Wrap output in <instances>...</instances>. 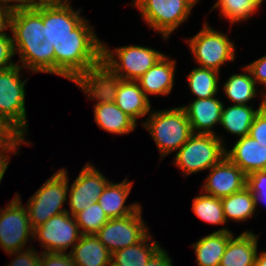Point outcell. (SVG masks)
<instances>
[{"label":"cell","mask_w":266,"mask_h":266,"mask_svg":"<svg viewBox=\"0 0 266 266\" xmlns=\"http://www.w3.org/2000/svg\"><path fill=\"white\" fill-rule=\"evenodd\" d=\"M14 55L12 36H8L4 31L0 32V71L17 65L12 61Z\"/></svg>","instance_id":"cell-34"},{"label":"cell","mask_w":266,"mask_h":266,"mask_svg":"<svg viewBox=\"0 0 266 266\" xmlns=\"http://www.w3.org/2000/svg\"><path fill=\"white\" fill-rule=\"evenodd\" d=\"M192 210L201 220L214 224H225L223 205L220 198L204 194L193 199Z\"/></svg>","instance_id":"cell-29"},{"label":"cell","mask_w":266,"mask_h":266,"mask_svg":"<svg viewBox=\"0 0 266 266\" xmlns=\"http://www.w3.org/2000/svg\"><path fill=\"white\" fill-rule=\"evenodd\" d=\"M258 237L245 231L229 239L219 266H254L257 254Z\"/></svg>","instance_id":"cell-21"},{"label":"cell","mask_w":266,"mask_h":266,"mask_svg":"<svg viewBox=\"0 0 266 266\" xmlns=\"http://www.w3.org/2000/svg\"><path fill=\"white\" fill-rule=\"evenodd\" d=\"M163 56L155 49L139 45L118 47L111 51L102 44V69L110 77L137 81Z\"/></svg>","instance_id":"cell-3"},{"label":"cell","mask_w":266,"mask_h":266,"mask_svg":"<svg viewBox=\"0 0 266 266\" xmlns=\"http://www.w3.org/2000/svg\"><path fill=\"white\" fill-rule=\"evenodd\" d=\"M175 65V61L169 60V58L164 55L137 80L147 98L149 94H170L174 84Z\"/></svg>","instance_id":"cell-19"},{"label":"cell","mask_w":266,"mask_h":266,"mask_svg":"<svg viewBox=\"0 0 266 266\" xmlns=\"http://www.w3.org/2000/svg\"><path fill=\"white\" fill-rule=\"evenodd\" d=\"M11 10L0 4V32L8 30L10 25Z\"/></svg>","instance_id":"cell-41"},{"label":"cell","mask_w":266,"mask_h":266,"mask_svg":"<svg viewBox=\"0 0 266 266\" xmlns=\"http://www.w3.org/2000/svg\"><path fill=\"white\" fill-rule=\"evenodd\" d=\"M257 8H259L262 5V2L264 0H250Z\"/></svg>","instance_id":"cell-45"},{"label":"cell","mask_w":266,"mask_h":266,"mask_svg":"<svg viewBox=\"0 0 266 266\" xmlns=\"http://www.w3.org/2000/svg\"><path fill=\"white\" fill-rule=\"evenodd\" d=\"M12 126L0 117V156L8 155V152L18 154L16 148L23 143H28ZM7 153V154H6Z\"/></svg>","instance_id":"cell-32"},{"label":"cell","mask_w":266,"mask_h":266,"mask_svg":"<svg viewBox=\"0 0 266 266\" xmlns=\"http://www.w3.org/2000/svg\"><path fill=\"white\" fill-rule=\"evenodd\" d=\"M132 184L133 182H128L125 178L123 182L117 184L109 182L104 188L98 203L109 219L131 215L141 207L137 203H132L129 206L124 205Z\"/></svg>","instance_id":"cell-20"},{"label":"cell","mask_w":266,"mask_h":266,"mask_svg":"<svg viewBox=\"0 0 266 266\" xmlns=\"http://www.w3.org/2000/svg\"><path fill=\"white\" fill-rule=\"evenodd\" d=\"M56 3H69L68 0H34V6L38 4H56Z\"/></svg>","instance_id":"cell-44"},{"label":"cell","mask_w":266,"mask_h":266,"mask_svg":"<svg viewBox=\"0 0 266 266\" xmlns=\"http://www.w3.org/2000/svg\"><path fill=\"white\" fill-rule=\"evenodd\" d=\"M108 183L109 181L100 171L90 163L86 164L68 192L71 215L74 217L90 207L93 202H97Z\"/></svg>","instance_id":"cell-15"},{"label":"cell","mask_w":266,"mask_h":266,"mask_svg":"<svg viewBox=\"0 0 266 266\" xmlns=\"http://www.w3.org/2000/svg\"><path fill=\"white\" fill-rule=\"evenodd\" d=\"M9 28L14 52L19 53L22 68L34 73L55 74L54 46L49 36V4L11 11Z\"/></svg>","instance_id":"cell-2"},{"label":"cell","mask_w":266,"mask_h":266,"mask_svg":"<svg viewBox=\"0 0 266 266\" xmlns=\"http://www.w3.org/2000/svg\"><path fill=\"white\" fill-rule=\"evenodd\" d=\"M141 213L140 207L131 215L109 219L94 235L111 254L136 244L148 233Z\"/></svg>","instance_id":"cell-13"},{"label":"cell","mask_w":266,"mask_h":266,"mask_svg":"<svg viewBox=\"0 0 266 266\" xmlns=\"http://www.w3.org/2000/svg\"><path fill=\"white\" fill-rule=\"evenodd\" d=\"M218 7L221 18H227L232 24L246 21L258 9L250 0H218L212 10Z\"/></svg>","instance_id":"cell-30"},{"label":"cell","mask_w":266,"mask_h":266,"mask_svg":"<svg viewBox=\"0 0 266 266\" xmlns=\"http://www.w3.org/2000/svg\"><path fill=\"white\" fill-rule=\"evenodd\" d=\"M246 186L254 195L256 209L259 200L266 201V170L254 171L248 174Z\"/></svg>","instance_id":"cell-33"},{"label":"cell","mask_w":266,"mask_h":266,"mask_svg":"<svg viewBox=\"0 0 266 266\" xmlns=\"http://www.w3.org/2000/svg\"><path fill=\"white\" fill-rule=\"evenodd\" d=\"M225 156L246 175L266 170V146L249 135L238 138L232 149L225 151Z\"/></svg>","instance_id":"cell-18"},{"label":"cell","mask_w":266,"mask_h":266,"mask_svg":"<svg viewBox=\"0 0 266 266\" xmlns=\"http://www.w3.org/2000/svg\"><path fill=\"white\" fill-rule=\"evenodd\" d=\"M40 266H76L69 253H50L42 250Z\"/></svg>","instance_id":"cell-36"},{"label":"cell","mask_w":266,"mask_h":266,"mask_svg":"<svg viewBox=\"0 0 266 266\" xmlns=\"http://www.w3.org/2000/svg\"><path fill=\"white\" fill-rule=\"evenodd\" d=\"M200 0H134L135 7L152 29L165 39L190 15L194 5Z\"/></svg>","instance_id":"cell-8"},{"label":"cell","mask_w":266,"mask_h":266,"mask_svg":"<svg viewBox=\"0 0 266 266\" xmlns=\"http://www.w3.org/2000/svg\"><path fill=\"white\" fill-rule=\"evenodd\" d=\"M244 69V74H232L224 83L225 94L235 104L247 105L257 92L250 70L246 66Z\"/></svg>","instance_id":"cell-27"},{"label":"cell","mask_w":266,"mask_h":266,"mask_svg":"<svg viewBox=\"0 0 266 266\" xmlns=\"http://www.w3.org/2000/svg\"><path fill=\"white\" fill-rule=\"evenodd\" d=\"M69 254L76 266H107L112 254L94 234L81 235Z\"/></svg>","instance_id":"cell-22"},{"label":"cell","mask_w":266,"mask_h":266,"mask_svg":"<svg viewBox=\"0 0 266 266\" xmlns=\"http://www.w3.org/2000/svg\"><path fill=\"white\" fill-rule=\"evenodd\" d=\"M218 78V71L196 67L188 74L189 88L197 99L213 97L219 91Z\"/></svg>","instance_id":"cell-28"},{"label":"cell","mask_w":266,"mask_h":266,"mask_svg":"<svg viewBox=\"0 0 266 266\" xmlns=\"http://www.w3.org/2000/svg\"><path fill=\"white\" fill-rule=\"evenodd\" d=\"M21 69L17 63L0 71V117L24 138L28 132L24 89L27 80H21Z\"/></svg>","instance_id":"cell-7"},{"label":"cell","mask_w":266,"mask_h":266,"mask_svg":"<svg viewBox=\"0 0 266 266\" xmlns=\"http://www.w3.org/2000/svg\"><path fill=\"white\" fill-rule=\"evenodd\" d=\"M150 113L142 125L153 137L161 158L179 150L193 135L191 124L182 107Z\"/></svg>","instance_id":"cell-4"},{"label":"cell","mask_w":266,"mask_h":266,"mask_svg":"<svg viewBox=\"0 0 266 266\" xmlns=\"http://www.w3.org/2000/svg\"><path fill=\"white\" fill-rule=\"evenodd\" d=\"M255 80L256 83H260L266 87V55L259 58L246 66ZM266 89V88H265ZM263 99L266 101V93L264 91Z\"/></svg>","instance_id":"cell-38"},{"label":"cell","mask_w":266,"mask_h":266,"mask_svg":"<svg viewBox=\"0 0 266 266\" xmlns=\"http://www.w3.org/2000/svg\"><path fill=\"white\" fill-rule=\"evenodd\" d=\"M195 99L188 106H183L191 124L193 134H215L212 127L221 122L223 102L218 98Z\"/></svg>","instance_id":"cell-17"},{"label":"cell","mask_w":266,"mask_h":266,"mask_svg":"<svg viewBox=\"0 0 266 266\" xmlns=\"http://www.w3.org/2000/svg\"><path fill=\"white\" fill-rule=\"evenodd\" d=\"M249 136L266 146V106L255 116Z\"/></svg>","instance_id":"cell-35"},{"label":"cell","mask_w":266,"mask_h":266,"mask_svg":"<svg viewBox=\"0 0 266 266\" xmlns=\"http://www.w3.org/2000/svg\"><path fill=\"white\" fill-rule=\"evenodd\" d=\"M9 157L7 155L0 156V182L9 165Z\"/></svg>","instance_id":"cell-42"},{"label":"cell","mask_w":266,"mask_h":266,"mask_svg":"<svg viewBox=\"0 0 266 266\" xmlns=\"http://www.w3.org/2000/svg\"><path fill=\"white\" fill-rule=\"evenodd\" d=\"M232 236L227 228L219 229L193 244L198 266H219Z\"/></svg>","instance_id":"cell-23"},{"label":"cell","mask_w":266,"mask_h":266,"mask_svg":"<svg viewBox=\"0 0 266 266\" xmlns=\"http://www.w3.org/2000/svg\"><path fill=\"white\" fill-rule=\"evenodd\" d=\"M266 106V101L262 99L258 109H253L251 105L233 104L222 109L221 126L225 131L236 134L239 138L249 135L250 127L259 111Z\"/></svg>","instance_id":"cell-24"},{"label":"cell","mask_w":266,"mask_h":266,"mask_svg":"<svg viewBox=\"0 0 266 266\" xmlns=\"http://www.w3.org/2000/svg\"><path fill=\"white\" fill-rule=\"evenodd\" d=\"M151 237L148 232L138 243L113 253L112 259L121 266H145L161 247L156 241L150 243Z\"/></svg>","instance_id":"cell-25"},{"label":"cell","mask_w":266,"mask_h":266,"mask_svg":"<svg viewBox=\"0 0 266 266\" xmlns=\"http://www.w3.org/2000/svg\"><path fill=\"white\" fill-rule=\"evenodd\" d=\"M49 36L55 74L74 83L94 81L102 69V44L93 27L69 3L49 4Z\"/></svg>","instance_id":"cell-1"},{"label":"cell","mask_w":266,"mask_h":266,"mask_svg":"<svg viewBox=\"0 0 266 266\" xmlns=\"http://www.w3.org/2000/svg\"><path fill=\"white\" fill-rule=\"evenodd\" d=\"M80 230L75 217L67 211L36 227L33 236H36L42 248L46 249L44 252L66 253L69 246L73 248L79 241L82 235Z\"/></svg>","instance_id":"cell-14"},{"label":"cell","mask_w":266,"mask_h":266,"mask_svg":"<svg viewBox=\"0 0 266 266\" xmlns=\"http://www.w3.org/2000/svg\"><path fill=\"white\" fill-rule=\"evenodd\" d=\"M145 266H173L172 259L169 258L168 253H166L163 248H159L149 259Z\"/></svg>","instance_id":"cell-39"},{"label":"cell","mask_w":266,"mask_h":266,"mask_svg":"<svg viewBox=\"0 0 266 266\" xmlns=\"http://www.w3.org/2000/svg\"><path fill=\"white\" fill-rule=\"evenodd\" d=\"M10 255L17 254L8 266H40V255L35 252L34 248L9 253ZM19 254V255H18Z\"/></svg>","instance_id":"cell-37"},{"label":"cell","mask_w":266,"mask_h":266,"mask_svg":"<svg viewBox=\"0 0 266 266\" xmlns=\"http://www.w3.org/2000/svg\"><path fill=\"white\" fill-rule=\"evenodd\" d=\"M75 84L86 93L87 97L98 100L94 105V120L101 129L119 135L135 130L136 122L124 113L95 81Z\"/></svg>","instance_id":"cell-11"},{"label":"cell","mask_w":266,"mask_h":266,"mask_svg":"<svg viewBox=\"0 0 266 266\" xmlns=\"http://www.w3.org/2000/svg\"><path fill=\"white\" fill-rule=\"evenodd\" d=\"M69 179L66 169H60L53 174L26 204L31 227L42 225L51 217L67 212L61 208L67 200Z\"/></svg>","instance_id":"cell-5"},{"label":"cell","mask_w":266,"mask_h":266,"mask_svg":"<svg viewBox=\"0 0 266 266\" xmlns=\"http://www.w3.org/2000/svg\"><path fill=\"white\" fill-rule=\"evenodd\" d=\"M187 41L199 67L220 72L221 65L234 61L236 57L234 43L226 34L213 30L206 22L202 30Z\"/></svg>","instance_id":"cell-9"},{"label":"cell","mask_w":266,"mask_h":266,"mask_svg":"<svg viewBox=\"0 0 266 266\" xmlns=\"http://www.w3.org/2000/svg\"><path fill=\"white\" fill-rule=\"evenodd\" d=\"M33 232L27 208L17 194L4 210L0 209V246L6 253L22 250L28 238L34 237Z\"/></svg>","instance_id":"cell-12"},{"label":"cell","mask_w":266,"mask_h":266,"mask_svg":"<svg viewBox=\"0 0 266 266\" xmlns=\"http://www.w3.org/2000/svg\"><path fill=\"white\" fill-rule=\"evenodd\" d=\"M225 220L245 221L255 211L254 195L246 186L242 190L221 198Z\"/></svg>","instance_id":"cell-26"},{"label":"cell","mask_w":266,"mask_h":266,"mask_svg":"<svg viewBox=\"0 0 266 266\" xmlns=\"http://www.w3.org/2000/svg\"><path fill=\"white\" fill-rule=\"evenodd\" d=\"M217 134H193L178 150L175 164L189 175L210 169L225 156V145Z\"/></svg>","instance_id":"cell-6"},{"label":"cell","mask_w":266,"mask_h":266,"mask_svg":"<svg viewBox=\"0 0 266 266\" xmlns=\"http://www.w3.org/2000/svg\"><path fill=\"white\" fill-rule=\"evenodd\" d=\"M246 183L247 175L224 156L210 168L202 192L221 199L242 190Z\"/></svg>","instance_id":"cell-16"},{"label":"cell","mask_w":266,"mask_h":266,"mask_svg":"<svg viewBox=\"0 0 266 266\" xmlns=\"http://www.w3.org/2000/svg\"><path fill=\"white\" fill-rule=\"evenodd\" d=\"M114 101V103L135 122L150 113L149 98L137 81L110 77L101 69L94 80Z\"/></svg>","instance_id":"cell-10"},{"label":"cell","mask_w":266,"mask_h":266,"mask_svg":"<svg viewBox=\"0 0 266 266\" xmlns=\"http://www.w3.org/2000/svg\"><path fill=\"white\" fill-rule=\"evenodd\" d=\"M259 255L258 253L256 254L254 266H266V251L261 252Z\"/></svg>","instance_id":"cell-43"},{"label":"cell","mask_w":266,"mask_h":266,"mask_svg":"<svg viewBox=\"0 0 266 266\" xmlns=\"http://www.w3.org/2000/svg\"><path fill=\"white\" fill-rule=\"evenodd\" d=\"M107 266H121V265H119L117 262L111 259Z\"/></svg>","instance_id":"cell-46"},{"label":"cell","mask_w":266,"mask_h":266,"mask_svg":"<svg viewBox=\"0 0 266 266\" xmlns=\"http://www.w3.org/2000/svg\"><path fill=\"white\" fill-rule=\"evenodd\" d=\"M15 2V4H7L8 2ZM0 4L9 8L11 11L18 9H28L34 7V0H0Z\"/></svg>","instance_id":"cell-40"},{"label":"cell","mask_w":266,"mask_h":266,"mask_svg":"<svg viewBox=\"0 0 266 266\" xmlns=\"http://www.w3.org/2000/svg\"><path fill=\"white\" fill-rule=\"evenodd\" d=\"M76 223L82 235L96 234L100 228L109 220L98 201L93 202L88 208L75 216Z\"/></svg>","instance_id":"cell-31"}]
</instances>
